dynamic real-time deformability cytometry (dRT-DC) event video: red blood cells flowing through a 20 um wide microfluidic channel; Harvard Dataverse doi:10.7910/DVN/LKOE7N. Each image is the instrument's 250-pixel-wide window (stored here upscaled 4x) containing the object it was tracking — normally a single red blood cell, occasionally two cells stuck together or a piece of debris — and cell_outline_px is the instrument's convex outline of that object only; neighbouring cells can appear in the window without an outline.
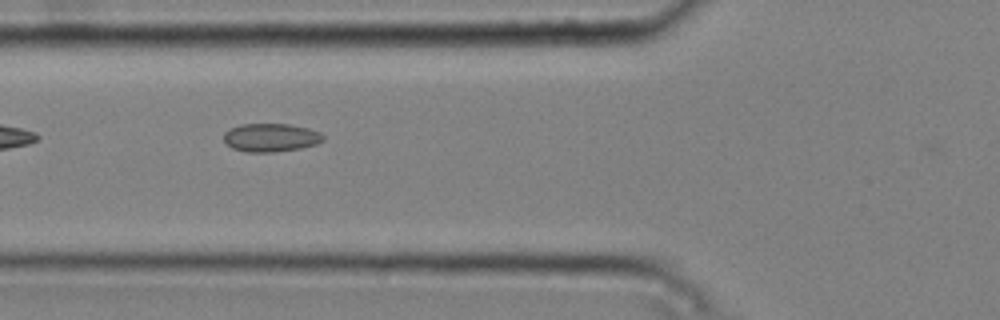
{"species": "common noctule bat (a hibernating species)", "species_latin": "Nyctalus noctula", "temperature_condition": "cold", "stored_images_in_passage": 7, "camera_frame_rate_fps": 3000, "um_per_image_px": 0.085, "animal": {"sex": "male", "body_mass_g": 20.4}, "frame": {"image": 1, "passage_image": 6, "time_ms": 1.667, "image_size_px": [1000, 320], "cell_outline_px": [[324, 140], [316, 144], [300, 148], [272, 152], [248, 152], [232, 148], [224, 144], [224, 132], [240, 124], [288, 124], [308, 128], [320, 132], [324, 136]], "centroid_in_image_um": [23.0, 11.69], "position_along_channel_um": 102.8, "area_um2": 16.42}}
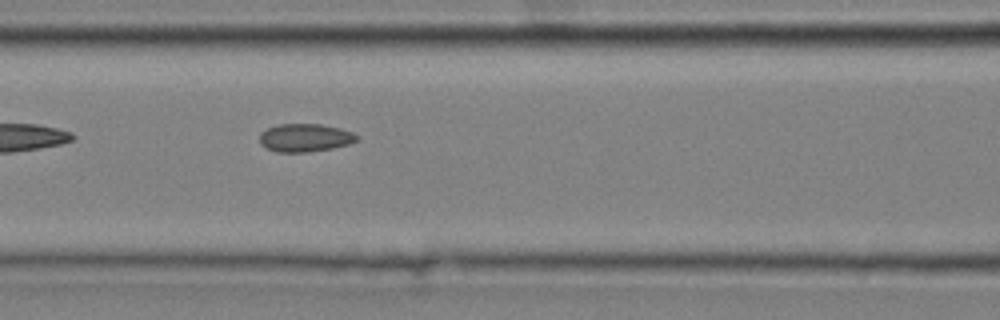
{"frame": {"image": 2, "passage_image": 7, "time_ms": 2.0, "image_size_px": [1000, 320], "cell_outline_px": [[360, 140], [348, 144], [332, 148], [308, 152], [276, 152], [260, 144], [260, 132], [276, 124], [320, 124], [340, 128], [352, 132], [360, 136]], "centroid_in_image_um": [25.95, 11.7], "position_along_channel_um": 140.7, "area_um2": 16.01}}